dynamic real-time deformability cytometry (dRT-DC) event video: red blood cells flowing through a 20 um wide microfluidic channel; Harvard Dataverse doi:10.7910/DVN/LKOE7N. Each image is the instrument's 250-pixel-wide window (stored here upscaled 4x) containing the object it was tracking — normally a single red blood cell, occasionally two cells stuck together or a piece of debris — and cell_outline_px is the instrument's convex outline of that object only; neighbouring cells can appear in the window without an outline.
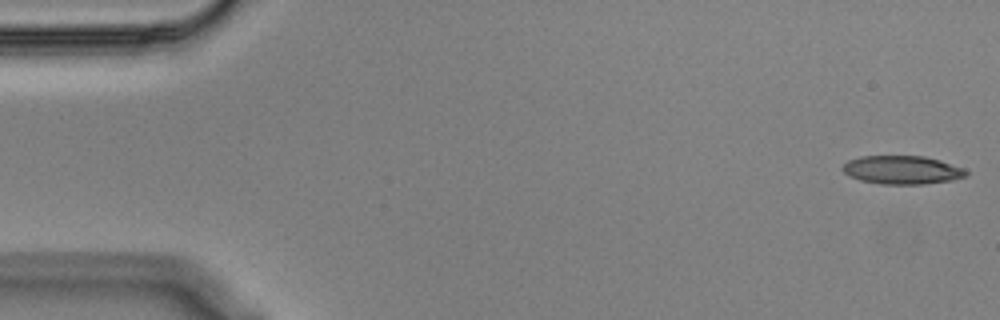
{"species": "Egyptian fruit bat (a non-hibernating species)", "species_latin": "Rousettus aegyptiacus", "temperature_condition": "cold", "stored_images_in_passage": 55, "camera_frame_rate_fps": 3000, "um_per_image_px": 0.085, "animal": {"sex": "male"}, "frame": {"image": 1, "passage_image": 1, "time_ms": 0.0, "image_size_px": [1000, 320], "cell_outline_px": [[968, 172], [964, 176], [952, 180], [924, 184], [880, 184], [860, 180], [848, 176], [840, 168], [848, 160], [860, 156], [924, 156], [940, 160], [964, 168]], "centroid_in_image_um": [76.64, 14.44], "position_along_channel_um": 8.4, "area_um2": 20.52}}
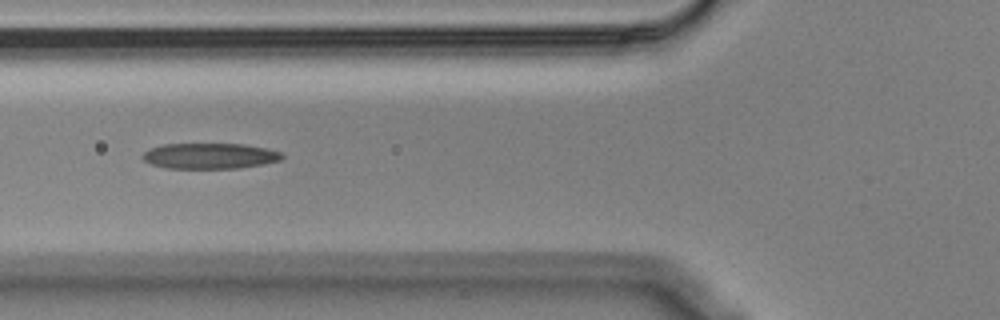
{"frame": {"image": 2, "passage_image": 20, "time_ms": 6.333, "image_size_px": [1000, 320], "cell_outline_px": [[284, 156], [280, 160], [264, 164], [240, 168], [168, 168], [152, 164], [144, 160], [140, 156], [144, 152], [160, 144], [244, 144], [268, 148], [280, 152]], "centroid_in_image_um": [17.85, 13.25], "position_along_channel_um": 108.0, "area_um2": 20.87}}
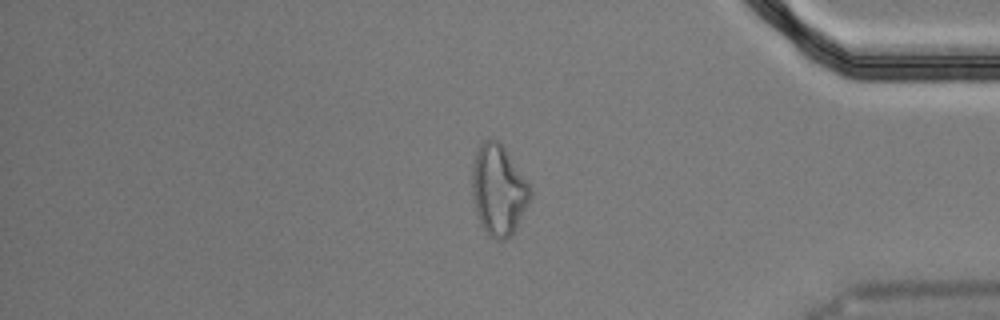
{"frame": {"image": 3, "passage_image": 46, "time_ms": 15.0, "image_size_px": [1000, 320], "cell_outline_px": [[532, 196], [516, 228], [504, 240], [496, 240], [480, 224], [476, 212], [472, 196], [472, 168], [476, 152], [480, 144], [484, 140], [496, 140], [508, 152], [528, 184], [532, 192]], "centroid_in_image_um": [42.36, 16.15], "position_along_channel_um": 392.8, "area_um2": 30.17}, "authors_computed_cell_mechanics": {"area_um2": 21.5016, "velocity_mm_per_s": 3.5888, "shape_relaxation_time_tau1_ms": null, "shape_relaxation_time_tau2_ms": 3.2901, "deformation_change_tau1": null, "deformation_change_tau2": 0.1408}}